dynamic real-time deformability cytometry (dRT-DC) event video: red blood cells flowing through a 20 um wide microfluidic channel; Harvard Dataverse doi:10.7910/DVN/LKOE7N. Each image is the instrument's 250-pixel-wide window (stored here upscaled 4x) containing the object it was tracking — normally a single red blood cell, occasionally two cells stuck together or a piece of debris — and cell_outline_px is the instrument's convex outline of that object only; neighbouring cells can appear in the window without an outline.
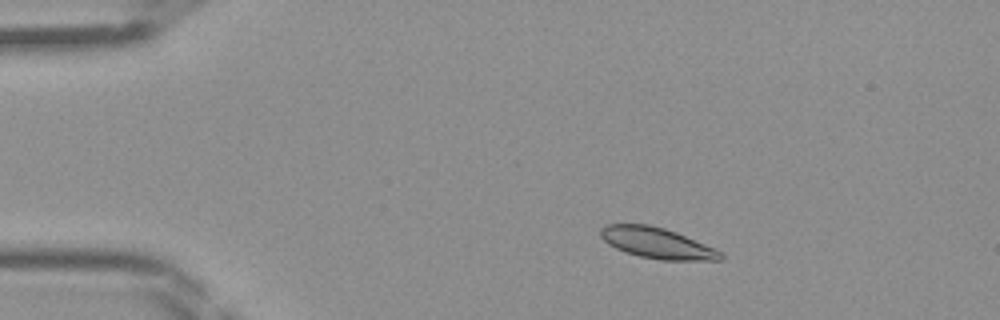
{"species": "Egyptian fruit bat (a non-hibernating species)", "species_latin": "Rousettus aegyptiacus", "temperature_condition": "room temperature", "stored_images_in_passage": 38, "camera_frame_rate_fps": 3000, "um_per_image_px": 0.085, "frame": {"image": 1, "passage_image": 1, "time_ms": 0.0, "image_size_px": [1000, 320], "cell_outline_px": [[724, 256], [720, 260], [660, 260], [640, 256], [616, 248], [608, 244], [600, 236], [600, 228], [608, 224], [648, 224], [664, 228], [676, 232], [716, 248]], "centroid_in_image_um": [55.85, 20.65], "position_along_channel_um": 29.1, "area_um2": 21.44}}
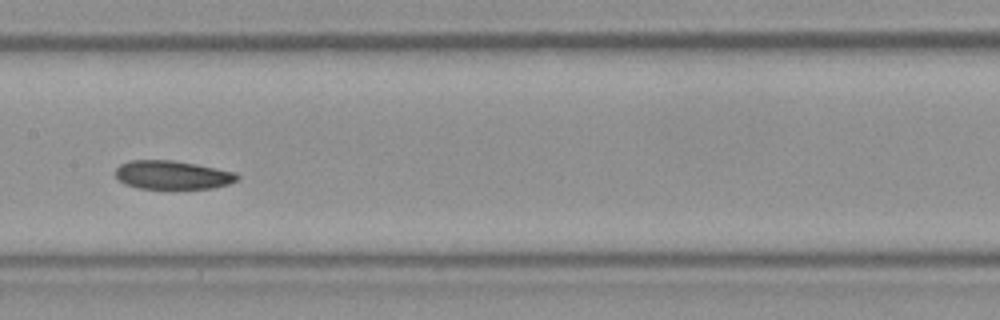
{"frame": {"image": 2, "passage_image": 16, "time_ms": 5.0, "image_size_px": [1000, 320], "cell_outline_px": [[240, 176], [236, 180], [228, 184], [212, 188], [136, 188], [124, 184], [116, 176], [116, 168], [120, 164], [128, 160], [172, 160], [196, 164], [236, 172]], "centroid_in_image_um": [14.64, 14.86], "position_along_channel_um": 192.8, "area_um2": 20.23}}
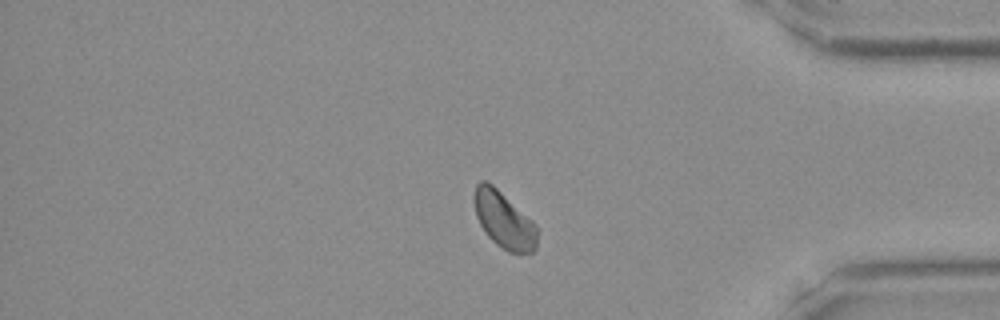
{"frame": {"image": 3, "passage_image": 31, "time_ms": 10.0, "image_size_px": [1000, 320], "cell_outline_px": [[536, 248], [532, 252], [508, 252], [496, 244], [484, 232], [476, 216], [472, 196], [476, 184], [480, 180], [484, 180], [492, 184], [532, 220], [536, 224]], "centroid_in_image_um": [42.79, 18.67], "position_along_channel_um": 392.4, "area_um2": 20.69}}